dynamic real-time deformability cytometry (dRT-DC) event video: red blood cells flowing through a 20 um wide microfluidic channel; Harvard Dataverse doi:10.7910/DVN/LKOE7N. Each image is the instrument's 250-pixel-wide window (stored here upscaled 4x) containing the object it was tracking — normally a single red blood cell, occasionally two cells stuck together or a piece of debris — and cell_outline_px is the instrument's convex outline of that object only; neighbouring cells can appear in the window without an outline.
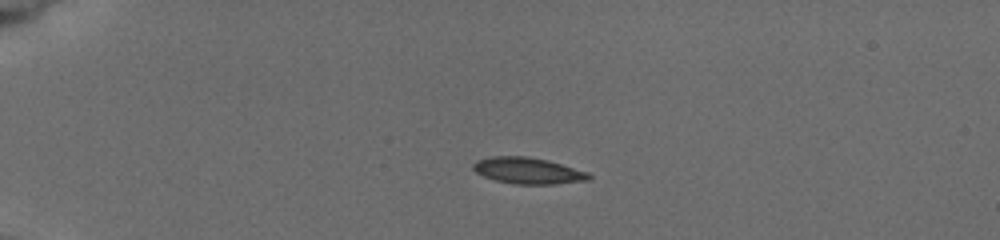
{"species": "common noctule bat (a hibernating species)", "species_latin": "Nyctalus noctula", "temperature_condition": "cold", "stored_images_in_passage": 4, "camera_frame_rate_fps": 3000, "um_per_image_px": 0.085, "animal": {"sex": "female", "body_mass_g": 19.5, "forearm_length_mm": 54.1}, "frame": {"image": 1, "passage_image": 3, "time_ms": 2.333, "image_size_px": [1000, 240], "cell_outline_px": [[592, 176], [588, 180], [556, 184], [512, 184], [496, 180], [484, 176], [476, 172], [472, 168], [472, 164], [476, 160], [492, 156], [524, 156], [548, 160], [588, 172]], "centroid_in_image_um": [44.86, 14.51], "position_along_channel_um": 40.1, "area_um2": 17.74}}